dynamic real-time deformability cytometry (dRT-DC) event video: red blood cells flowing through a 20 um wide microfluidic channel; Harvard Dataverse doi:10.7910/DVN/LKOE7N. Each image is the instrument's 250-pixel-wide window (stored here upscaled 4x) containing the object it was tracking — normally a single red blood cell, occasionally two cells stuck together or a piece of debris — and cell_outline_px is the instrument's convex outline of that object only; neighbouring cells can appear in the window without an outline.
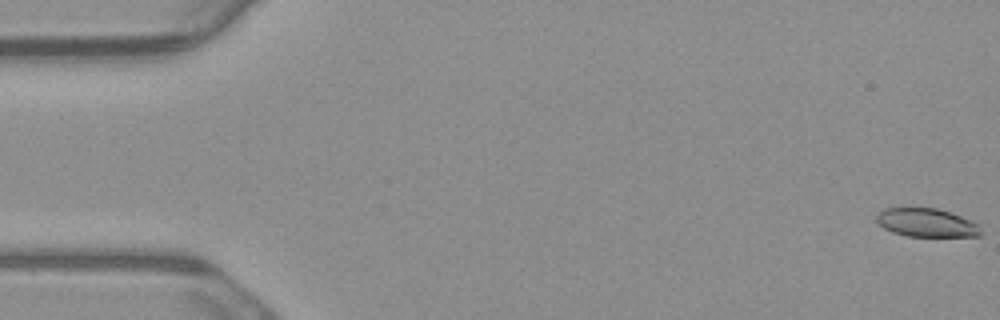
{"species": "common noctule bat (a hibernating species)", "species_latin": "Nyctalus noctula", "temperature_condition": "warm", "stored_images_in_passage": 5, "camera_frame_rate_fps": 3000, "um_per_image_px": 0.085, "animal": {"sex": "male", "body_mass_g": 23.1, "forearm_length_mm": 52.7}, "frame": {"image": 1, "passage_image": 1, "time_ms": 0.0, "image_size_px": [1000, 320], "cell_outline_px": [[980, 236], [908, 236], [892, 232], [884, 228], [876, 220], [876, 216], [884, 208], [936, 208], [972, 220], [980, 224]], "centroid_in_image_um": [78.77, 18.93], "position_along_channel_um": 6.2, "area_um2": 17.17}}
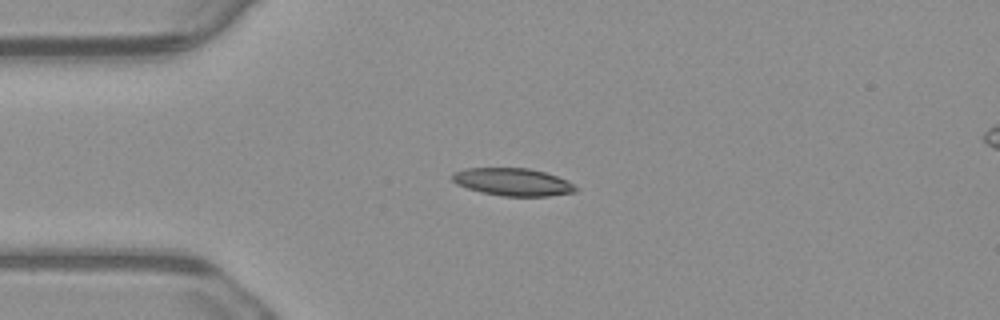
{"frame": {"image": 2, "passage_image": 4, "time_ms": 1.0, "image_size_px": [1000, 320], "cell_outline_px": [[576, 192], [548, 196], [500, 196], [480, 192], [456, 184], [452, 180], [452, 172], [464, 168], [528, 168], [544, 172], [568, 180], [576, 188]], "centroid_in_image_um": [43.55, 15.47], "position_along_channel_um": 41.5, "area_um2": 19.88}}